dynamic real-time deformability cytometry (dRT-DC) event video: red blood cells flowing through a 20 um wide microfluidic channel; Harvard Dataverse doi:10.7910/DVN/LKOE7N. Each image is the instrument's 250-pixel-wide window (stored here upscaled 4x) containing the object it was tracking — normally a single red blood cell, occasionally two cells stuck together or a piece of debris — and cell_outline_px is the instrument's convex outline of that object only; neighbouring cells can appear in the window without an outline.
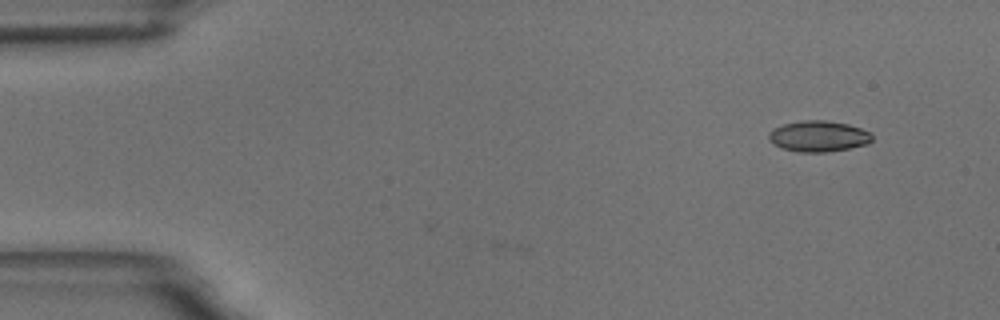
{"species": "common noctule bat (a hibernating species)", "species_latin": "Nyctalus noctula", "temperature_condition": "room temperature", "stored_images_in_passage": 43, "camera_frame_rate_fps": 3000, "um_per_image_px": 0.085, "animal": {"sex": "male", "body_mass_g": 18.8}, "frame": {"image": 1, "passage_image": 1, "time_ms": 0.0, "image_size_px": [1000, 320], "cell_outline_px": [[872, 140], [868, 144], [848, 148], [824, 152], [800, 152], [784, 148], [768, 140], [768, 136], [776, 128], [784, 124], [800, 120], [824, 120], [848, 124], [860, 128], [868, 132], [872, 136]], "centroid_in_image_um": [69.6, 11.57], "position_along_channel_um": 15.4, "area_um2": 18.26}}
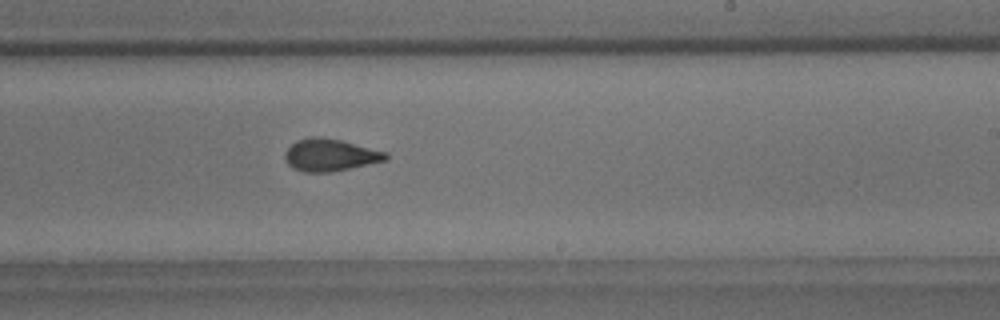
{"frame": {"image": 2, "passage_image": 31, "time_ms": 10.0, "image_size_px": [1000, 320], "cell_outline_px": [[388, 160], [328, 172], [304, 172], [292, 168], [284, 160], [284, 152], [296, 140], [312, 136], [316, 136], [340, 140], [388, 152]], "centroid_in_image_um": [28.03, 13.17], "position_along_channel_um": 261.0, "area_um2": 18.9}}
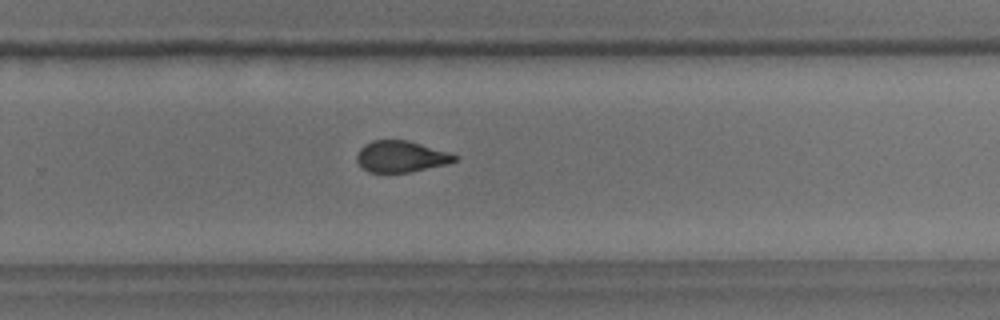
{"frame": {"image": 3, "passage_image": 34, "time_ms": 11.0, "image_size_px": [1000, 320], "cell_outline_px": [[460, 156], [456, 160], [448, 164], [408, 172], [368, 172], [356, 160], [356, 156], [360, 148], [364, 144], [372, 140], [408, 140], [452, 152]], "centroid_in_image_um": [34.13, 13.29], "position_along_channel_um": 295.7, "area_um2": 18.03}, "authors_computed_cell_mechanics": {"area_um2": 18.9006, "velocity_mm_per_s": 3.5024, "shape_relaxation_time_tau1_ms": 8.2812, "shape_relaxation_time_tau2_ms": 1.7175, "deformation_change_tau1": 0.1712, "deformation_change_tau2": 0.0747}}